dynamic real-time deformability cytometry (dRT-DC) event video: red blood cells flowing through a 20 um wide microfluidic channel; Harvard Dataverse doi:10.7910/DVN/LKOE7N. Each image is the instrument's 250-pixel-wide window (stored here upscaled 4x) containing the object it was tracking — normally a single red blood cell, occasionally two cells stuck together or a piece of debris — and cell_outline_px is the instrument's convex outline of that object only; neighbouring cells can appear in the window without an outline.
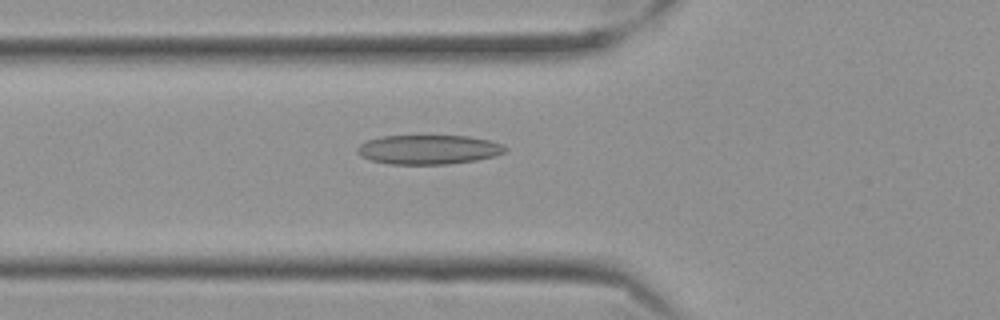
{"species": "Egyptian fruit bat (a non-hibernating species)", "species_latin": "Rousettus aegyptiacus", "temperature_condition": "cold", "stored_images_in_passage": 53, "camera_frame_rate_fps": 3000, "um_per_image_px": 0.085, "frame": {"image": 1, "passage_image": 16, "time_ms": 5.0, "image_size_px": [1000, 320], "cell_outline_px": [[508, 148], [504, 152], [496, 156], [476, 160], [448, 164], [388, 164], [372, 160], [360, 156], [356, 152], [356, 148], [360, 144], [368, 140], [380, 136], [468, 136], [488, 140], [500, 144]], "centroid_in_image_um": [36.4, 12.71], "position_along_channel_um": 89.4, "area_um2": 25.26}}
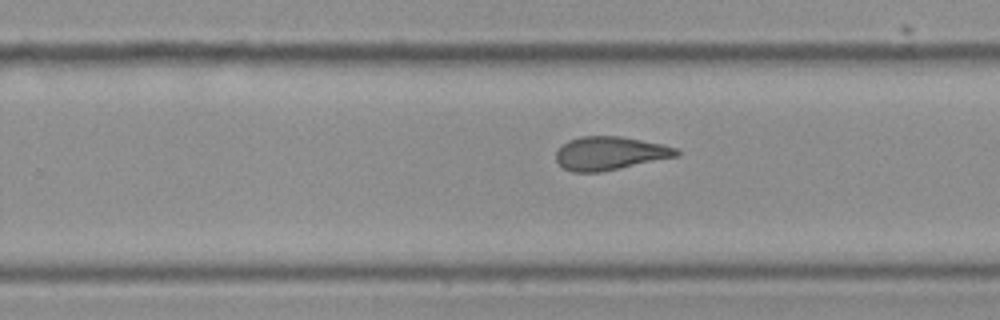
{"frame": {"image": 2, "passage_image": 32, "time_ms": 10.333, "image_size_px": [1000, 320], "cell_outline_px": [[680, 156], [600, 172], [572, 172], [564, 168], [556, 160], [556, 152], [568, 140], [580, 136], [620, 136], [680, 148]], "centroid_in_image_um": [51.87, 13.03], "position_along_channel_um": 277.9, "area_um2": 23.41}}
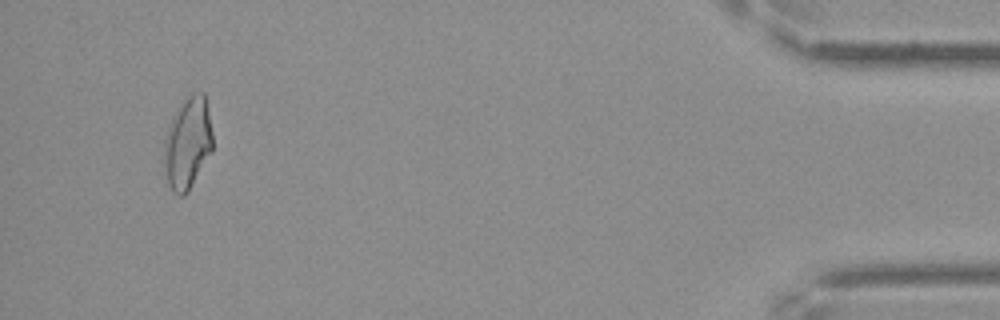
{"frame": {"image": 3, "passage_image": 50, "time_ms": 16.333, "image_size_px": [1000, 320], "cell_outline_px": [[212, 152], [188, 192], [184, 196], [176, 196], [172, 192], [168, 184], [164, 152], [164, 136], [172, 116], [180, 104], [188, 96], [196, 92], [204, 92], [212, 132]], "centroid_in_image_um": [15.95, 12.19], "position_along_channel_um": 419.3, "area_um2": 26.01}, "authors_computed_cell_mechanics": {"area_um2": 24.276, "velocity_mm_per_s": 3.5259, "shape_relaxation_time_tau1_ms": null, "shape_relaxation_time_tau2_ms": 3.1378, "deformation_change_tau1": null, "deformation_change_tau2": 0.1208}}